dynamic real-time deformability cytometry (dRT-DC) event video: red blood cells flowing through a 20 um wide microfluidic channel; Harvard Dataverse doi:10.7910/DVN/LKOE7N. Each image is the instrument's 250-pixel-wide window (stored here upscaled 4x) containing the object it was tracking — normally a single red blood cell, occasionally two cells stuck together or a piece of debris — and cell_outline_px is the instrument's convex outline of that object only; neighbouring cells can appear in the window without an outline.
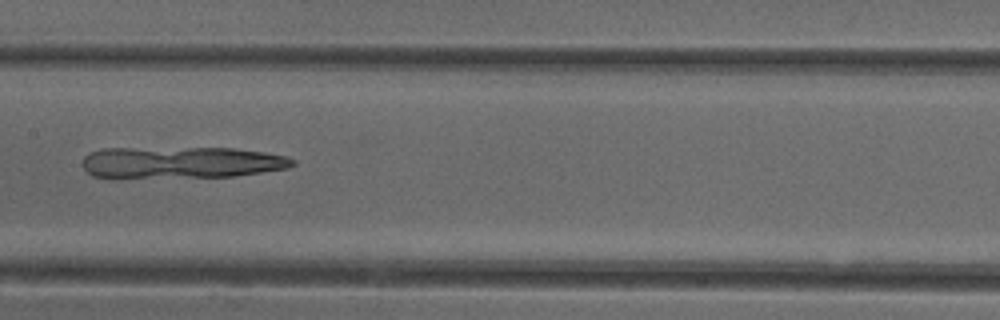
{"species": "common noctule bat (a hibernating species)", "species_latin": "Nyctalus noctula", "temperature_condition": "cold", "stored_images_in_passage": 50, "camera_frame_rate_fps": 3000, "um_per_image_px": 0.085, "animal": {"sex": "female"}, "frame": {"image": 1, "passage_image": 25, "time_ms": 8.0, "image_size_px": [1000, 320], "cell_outline_px": [[296, 164], [288, 168], [236, 176], [92, 176], [80, 164], [84, 156], [88, 152], [104, 148], [232, 148], [264, 152], [284, 156], [296, 160]], "centroid_in_image_um": [15.43, 13.78], "position_along_channel_um": 192.0, "area_um2": 38.15}}
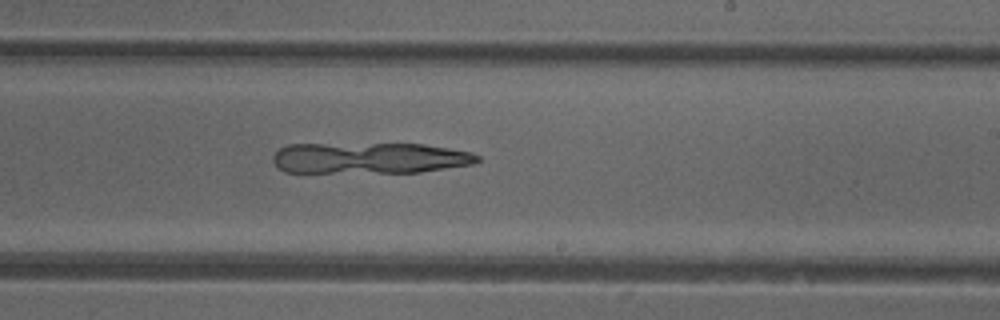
{"frame": {"image": 2, "passage_image": 30, "time_ms": 9.667, "image_size_px": [1000, 320], "cell_outline_px": [[480, 160], [476, 164], [420, 172], [284, 172], [272, 160], [272, 156], [280, 148], [288, 144], [424, 144], [472, 152], [480, 156]], "centroid_in_image_um": [31.45, 13.43], "position_along_channel_um": 257.5, "area_um2": 37.11}}